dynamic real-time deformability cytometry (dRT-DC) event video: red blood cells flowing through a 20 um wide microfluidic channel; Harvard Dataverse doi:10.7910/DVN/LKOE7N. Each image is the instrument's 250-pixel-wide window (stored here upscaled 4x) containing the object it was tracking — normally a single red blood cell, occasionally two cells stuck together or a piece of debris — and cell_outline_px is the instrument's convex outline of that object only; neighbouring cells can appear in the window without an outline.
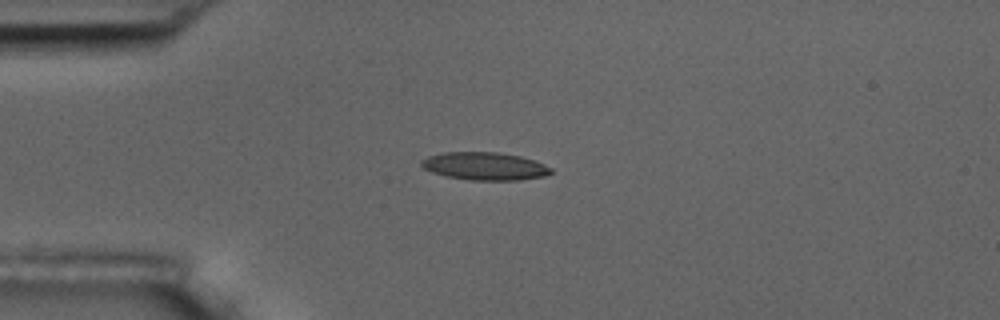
{"species": "common noctule bat (a hibernating species)", "species_latin": "Nyctalus noctula", "temperature_condition": "room temperature", "stored_images_in_passage": 5, "camera_frame_rate_fps": 3000, "um_per_image_px": 0.085, "animal": {"sex": "male", "body_mass_g": 17.5, "forearm_length_mm": 52.3}, "frame": {"image": 1, "passage_image": 3, "time_ms": 2.333, "image_size_px": [1000, 320], "cell_outline_px": [[552, 172], [544, 176], [520, 180], [468, 180], [444, 176], [432, 172], [424, 168], [420, 164], [420, 160], [428, 156], [444, 152], [500, 152], [520, 156], [536, 160], [552, 168]], "centroid_in_image_um": [41.2, 14.12], "position_along_channel_um": 43.8, "area_um2": 21.21}}